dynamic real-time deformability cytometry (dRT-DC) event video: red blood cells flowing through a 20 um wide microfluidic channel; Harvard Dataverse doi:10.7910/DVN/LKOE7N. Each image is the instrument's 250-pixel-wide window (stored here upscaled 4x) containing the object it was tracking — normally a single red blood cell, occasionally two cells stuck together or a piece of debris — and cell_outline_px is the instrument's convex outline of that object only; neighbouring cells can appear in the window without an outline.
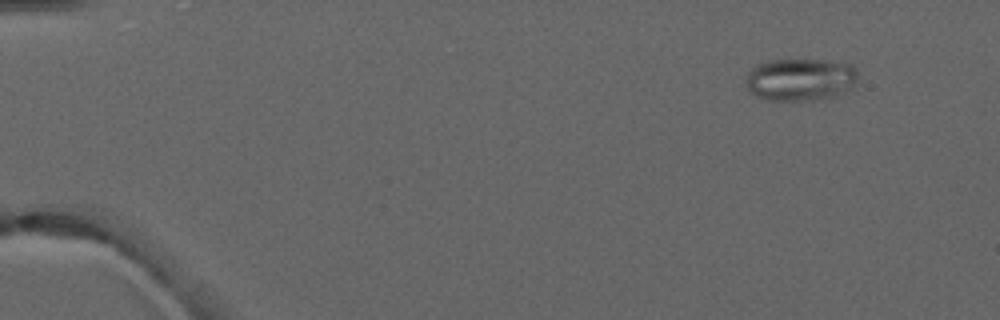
{"species": "common noctule bat (a hibernating species)", "species_latin": "Nyctalus noctula", "temperature_condition": "warm", "stored_images_in_passage": 6, "camera_frame_rate_fps": 3000, "um_per_image_px": 0.085, "animal": {"sex": "male", "forearm_length_mm": 52.5}, "frame": {"image": 1, "passage_image": 2, "time_ms": 1.333, "image_size_px": [1000, 320], "cell_outline_px": [[856, 80], [852, 84], [836, 96], [820, 100], [768, 100], [756, 96], [748, 88], [748, 72], [756, 64], [768, 60], [824, 60], [852, 64], [856, 68]], "centroid_in_image_um": [68.02, 6.75], "position_along_channel_um": 17.0, "area_um2": 27.46}}